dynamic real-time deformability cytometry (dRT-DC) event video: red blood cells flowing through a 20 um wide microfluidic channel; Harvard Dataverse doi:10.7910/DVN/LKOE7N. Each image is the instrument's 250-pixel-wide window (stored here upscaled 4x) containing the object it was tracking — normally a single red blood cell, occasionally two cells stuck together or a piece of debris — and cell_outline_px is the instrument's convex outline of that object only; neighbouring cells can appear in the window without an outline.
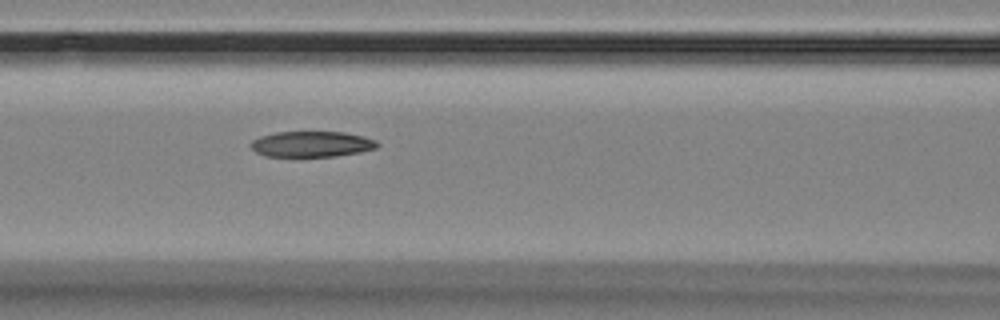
{"species": "Egyptian fruit bat (a non-hibernating species)", "species_latin": "Rousettus aegyptiacus", "temperature_condition": "room temperature", "stored_images_in_passage": 5, "camera_frame_rate_fps": 3000, "um_per_image_px": 0.085, "animal": {"sex": "female"}, "frame": {"image": 1, "passage_image": 5, "time_ms": 4.333, "image_size_px": [1000, 320], "cell_outline_px": [[380, 144], [376, 148], [360, 152], [336, 156], [264, 156], [256, 152], [248, 144], [252, 140], [260, 136], [276, 132], [344, 132], [364, 136], [376, 140]], "centroid_in_image_um": [26.49, 12.24], "position_along_channel_um": 140.1, "area_um2": 19.02}}